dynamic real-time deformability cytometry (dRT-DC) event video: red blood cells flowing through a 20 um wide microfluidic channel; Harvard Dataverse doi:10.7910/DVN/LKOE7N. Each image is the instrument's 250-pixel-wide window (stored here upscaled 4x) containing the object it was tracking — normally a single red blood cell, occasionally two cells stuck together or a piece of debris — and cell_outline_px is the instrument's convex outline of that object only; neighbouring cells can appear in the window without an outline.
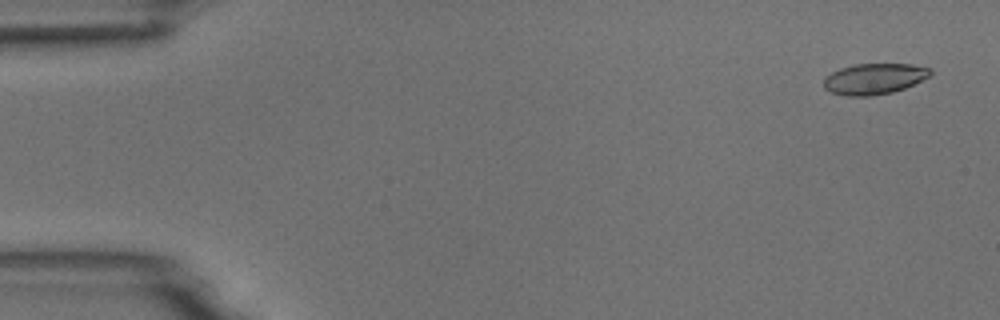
{"species": "common noctule bat (a hibernating species)", "species_latin": "Nyctalus noctula", "temperature_condition": "room temperature", "stored_images_in_passage": 4, "camera_frame_rate_fps": 3000, "um_per_image_px": 0.085, "animal": {"sex": "male", "body_mass_g": 18.8}, "frame": {"image": 1, "passage_image": 1, "time_ms": 0.0, "image_size_px": [1000, 320], "cell_outline_px": [[932, 72], [928, 76], [904, 88], [892, 92], [872, 96], [848, 96], [832, 92], [824, 88], [824, 76], [840, 68], [856, 64], [912, 64], [932, 68]], "centroid_in_image_um": [74.28, 6.69], "position_along_channel_um": 10.7, "area_um2": 19.07}}
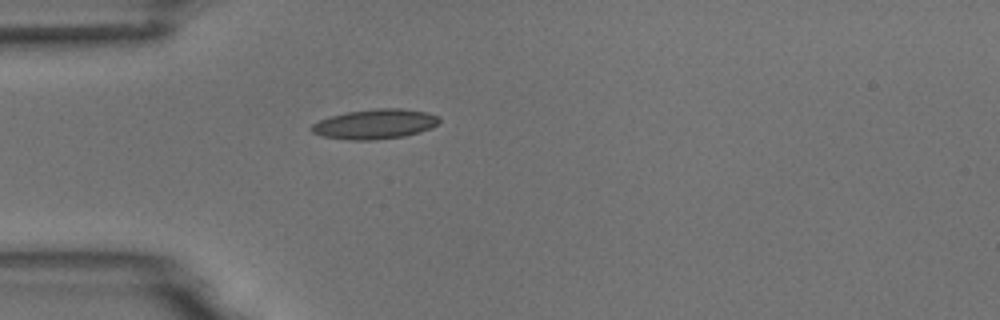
{"frame": {"image": 2, "passage_image": 4, "time_ms": 4.333, "image_size_px": [1000, 320], "cell_outline_px": [[440, 120], [432, 128], [420, 132], [404, 136], [376, 140], [348, 140], [324, 136], [312, 132], [308, 128], [312, 124], [320, 120], [332, 116], [348, 112], [376, 108], [400, 108], [428, 112], [440, 116]], "centroid_in_image_um": [31.9, 10.55], "position_along_channel_um": 53.1, "area_um2": 22.25}}